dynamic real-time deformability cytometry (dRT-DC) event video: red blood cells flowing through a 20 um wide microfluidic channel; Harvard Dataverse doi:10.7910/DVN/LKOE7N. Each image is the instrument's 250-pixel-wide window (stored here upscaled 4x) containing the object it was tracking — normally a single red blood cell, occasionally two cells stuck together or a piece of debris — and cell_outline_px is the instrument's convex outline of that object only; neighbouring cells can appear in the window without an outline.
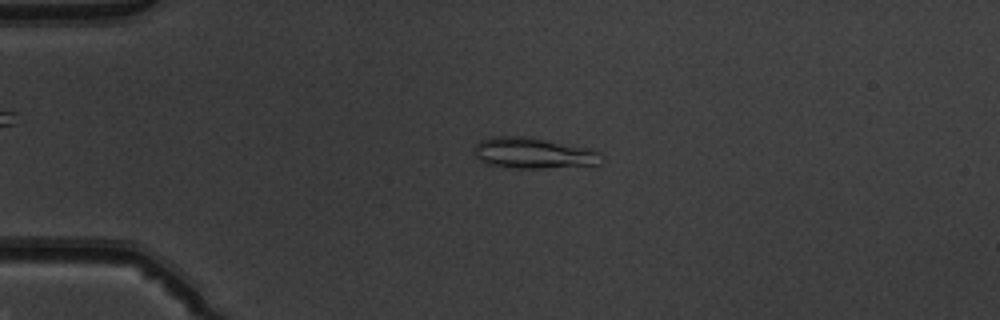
{"species": "common noctule bat (a hibernating species)", "species_latin": "Nyctalus noctula", "temperature_condition": "warm", "stored_images_in_passage": 50, "camera_frame_rate_fps": 3000, "um_per_image_px": 0.085, "animal": {"sex": "male", "body_mass_g": 19.5, "forearm_length_mm": 54.6}, "frame": {"image": 1, "passage_image": 12, "time_ms": 3.667, "image_size_px": [1000, 320], "cell_outline_px": [[604, 160], [596, 168], [512, 168], [488, 164], [480, 160], [472, 152], [476, 144], [480, 140], [492, 136], [516, 136], [544, 140], [592, 148], [604, 152]], "centroid_in_image_um": [45.51, 13.06], "position_along_channel_um": 39.5, "area_um2": 23.81}}
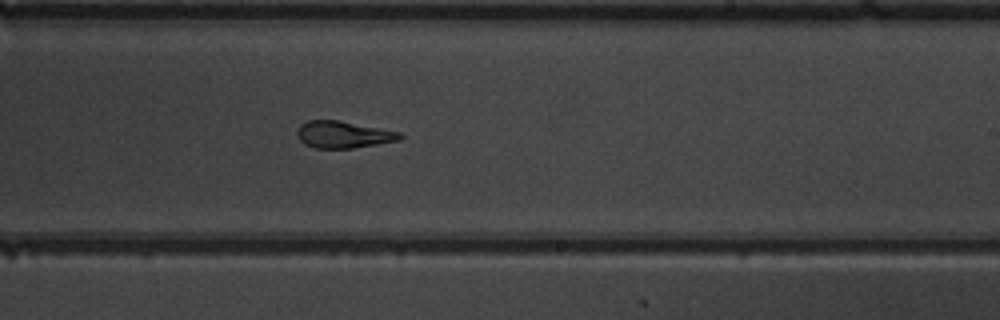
{"frame": {"image": 2, "passage_image": 31, "time_ms": 10.0, "image_size_px": [1000, 320], "cell_outline_px": [[404, 136], [400, 140], [352, 148], [316, 148], [304, 144], [296, 136], [296, 132], [300, 124], [308, 120], [336, 120], [400, 132]], "centroid_in_image_um": [29.14, 11.44], "position_along_channel_um": 259.9, "area_um2": 16.01}}
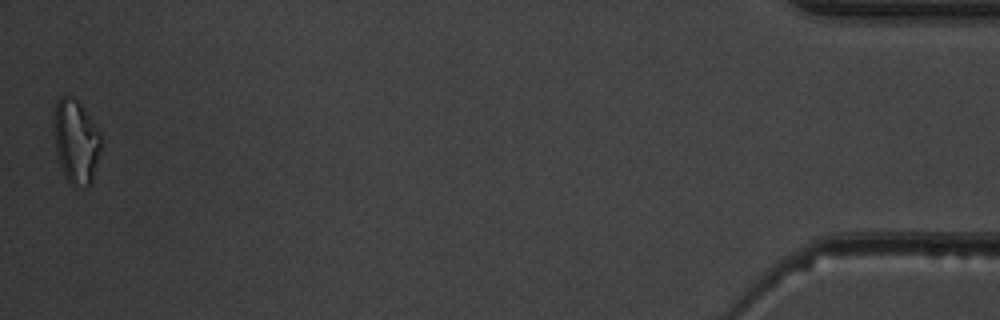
{"frame": {"image": 3, "passage_image": 50, "time_ms": 16.333, "image_size_px": [1000, 320], "cell_outline_px": [[104, 140], [92, 180], [88, 188], [84, 188], [72, 184], [68, 180], [60, 164], [56, 152], [52, 128], [52, 120], [56, 100], [60, 96], [72, 96], [84, 108], [100, 132]], "centroid_in_image_um": [6.46, 11.99], "position_along_channel_um": 428.7, "area_um2": 23.58}, "authors_computed_cell_mechanics": {"area_um2": 17.8602, "velocity_mm_per_s": 4.0341, "shape_relaxation_time_tau1_ms": null, "shape_relaxation_time_tau2_ms": 1.7511, "deformation_change_tau1": null, "deformation_change_tau2": 0.1212}}